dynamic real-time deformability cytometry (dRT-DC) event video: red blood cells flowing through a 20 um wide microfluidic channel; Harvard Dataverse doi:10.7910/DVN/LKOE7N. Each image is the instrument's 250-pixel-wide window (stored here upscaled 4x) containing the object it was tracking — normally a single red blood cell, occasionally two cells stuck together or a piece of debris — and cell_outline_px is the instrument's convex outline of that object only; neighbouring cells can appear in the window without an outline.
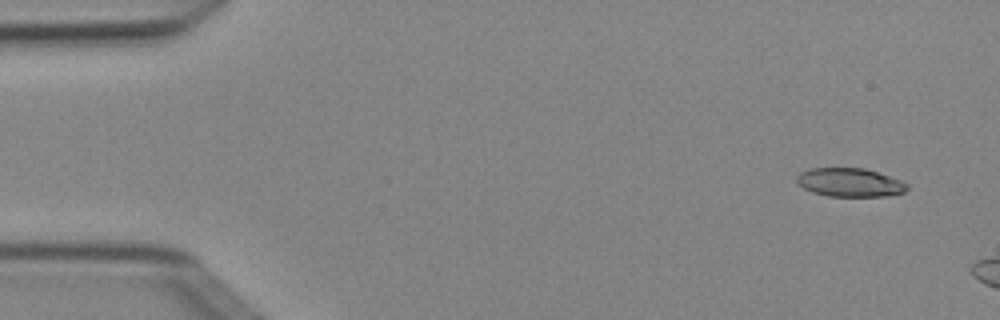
{"species": "Egyptian fruit bat (a non-hibernating species)", "species_latin": "Rousettus aegyptiacus", "temperature_condition": "cold", "stored_images_in_passage": 3, "camera_frame_rate_fps": 3000, "um_per_image_px": 0.085, "animal": {"sex": "female"}, "frame": {"image": 1, "passage_image": 1, "time_ms": 0.0, "image_size_px": [1000, 320], "cell_outline_px": [[908, 188], [904, 192], [888, 196], [828, 196], [812, 192], [804, 188], [796, 180], [796, 176], [800, 172], [808, 168], [864, 168], [900, 180], [908, 184]], "centroid_in_image_um": [72.22, 15.51], "position_along_channel_um": 12.8, "area_um2": 18.32}}